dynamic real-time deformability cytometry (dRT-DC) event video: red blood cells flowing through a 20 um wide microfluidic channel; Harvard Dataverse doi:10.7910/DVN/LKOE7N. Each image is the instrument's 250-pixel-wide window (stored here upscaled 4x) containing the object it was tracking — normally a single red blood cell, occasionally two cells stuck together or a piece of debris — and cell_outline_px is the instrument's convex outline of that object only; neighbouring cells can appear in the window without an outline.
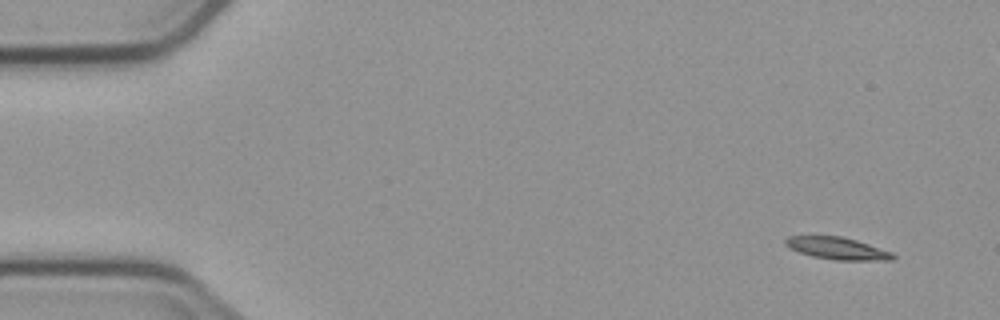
{"species": "common noctule bat (a hibernating species)", "species_latin": "Nyctalus noctula", "temperature_condition": "cold", "stored_images_in_passage": 7, "segment_of_instrument_passage": [2, 2], "camera_frame_rate_fps": 3000, "um_per_image_px": 0.085, "animal": {"sex": "male", "body_mass_g": 23.1, "forearm_length_mm": 52.7}, "frame": {"image": 1, "passage_image": 7, "time_ms": 8.333, "image_size_px": [1000, 320], "cell_outline_px": [[896, 256], [892, 260], [836, 260], [812, 256], [800, 252], [784, 244], [784, 240], [788, 236], [840, 236], [856, 240], [892, 252]], "centroid_in_image_um": [71.18, 21.11], "position_along_channel_um": 13.8, "area_um2": 13.7}}